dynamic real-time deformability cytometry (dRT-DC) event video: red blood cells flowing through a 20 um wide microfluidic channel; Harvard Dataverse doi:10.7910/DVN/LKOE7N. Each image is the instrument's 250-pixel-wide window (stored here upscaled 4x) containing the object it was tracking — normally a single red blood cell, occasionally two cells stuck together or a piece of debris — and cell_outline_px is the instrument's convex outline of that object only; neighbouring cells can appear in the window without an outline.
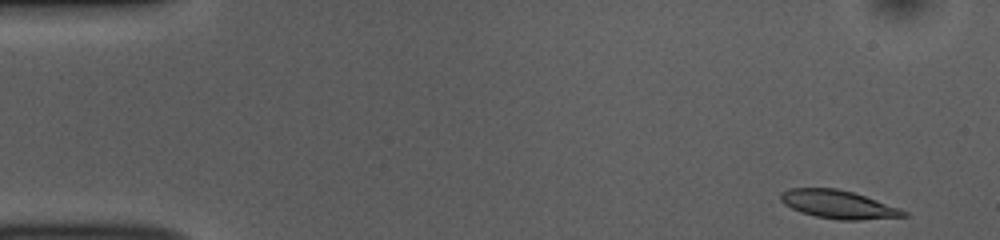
{"species": "common noctule bat (a hibernating species)", "species_latin": "Nyctalus noctula", "temperature_condition": "room temperature", "stored_images_in_passage": 50, "camera_frame_rate_fps": 3000, "um_per_image_px": 0.085, "animal": {"sex": "female", "body_mass_g": 10.0, "forearm_length_mm": 53.1}, "frame": {"image": 1, "passage_image": 1, "time_ms": 0.0, "image_size_px": [1000, 240], "cell_outline_px": [[908, 216], [860, 220], [840, 220], [816, 216], [800, 212], [784, 204], [780, 200], [780, 192], [788, 188], [836, 188], [852, 192], [900, 208], [908, 212]], "centroid_in_image_um": [71.23, 17.37], "position_along_channel_um": 13.8, "area_um2": 20.17}}
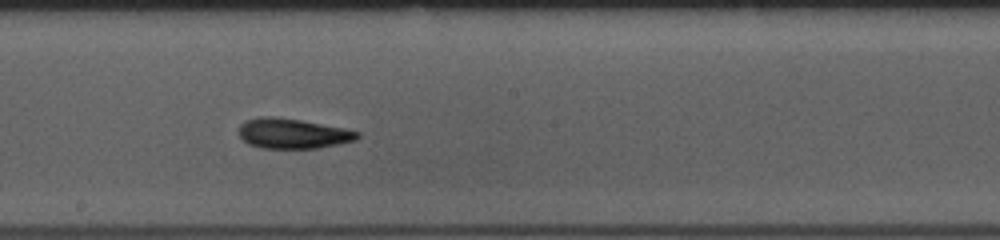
{"frame": {"image": 2, "passage_image": 26, "time_ms": 8.333, "image_size_px": [1000, 240], "cell_outline_px": [[360, 136], [356, 140], [320, 148], [260, 148], [248, 144], [240, 136], [240, 124], [244, 120], [260, 116], [276, 116], [300, 120], [344, 128], [360, 132]], "centroid_in_image_um": [24.87, 11.34], "position_along_channel_um": 223.3, "area_um2": 20.87}}
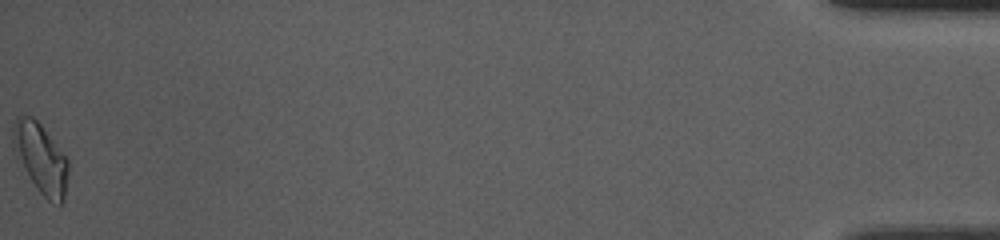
{"frame": {"image": 3, "passage_image": 50, "time_ms": 16.333, "image_size_px": [1000, 240], "cell_outline_px": [[68, 172], [64, 204], [60, 208], [48, 200], [40, 192], [32, 180], [12, 148], [12, 128], [16, 116], [32, 116], [40, 124], [68, 160]], "centroid_in_image_um": [3.47, 13.48], "position_along_channel_um": 431.7, "area_um2": 22.25}, "authors_computed_cell_mechanics": {"area_um2": 20.1433, "velocity_mm_per_s": 3.82, "shape_relaxation_time_tau1_ms": 3.7547, "shape_relaxation_time_tau2_ms": 4.009, "deformation_change_tau1": 0.1426, "deformation_change_tau2": 0.1277}}